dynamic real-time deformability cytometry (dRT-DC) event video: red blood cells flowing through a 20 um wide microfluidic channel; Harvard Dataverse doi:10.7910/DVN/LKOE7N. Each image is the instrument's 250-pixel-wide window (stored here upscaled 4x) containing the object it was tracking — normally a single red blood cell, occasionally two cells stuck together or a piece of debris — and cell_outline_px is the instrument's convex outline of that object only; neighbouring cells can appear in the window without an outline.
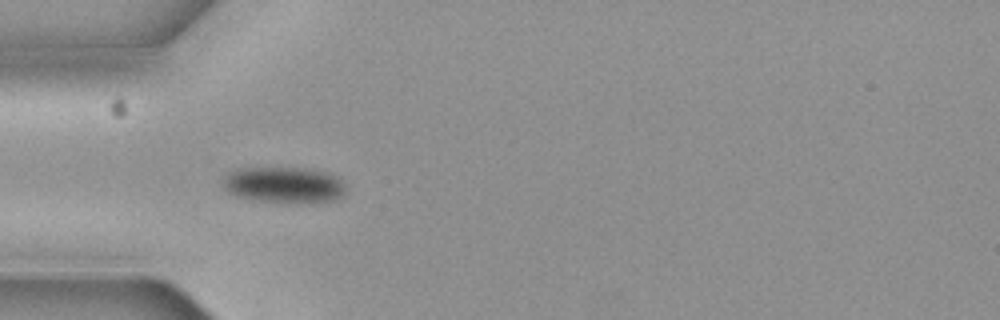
{"species": "common noctule bat (a hibernating species)", "species_latin": "Nyctalus noctula", "temperature_condition": "cold", "stored_images_in_passage": 7, "camera_frame_rate_fps": 3000, "um_per_image_px": 0.085, "animal": {"sex": "female", "body_mass_g": 19.3, "forearm_length_mm": 54.1}, "frame": {"image": 1, "passage_image": 1, "time_ms": 0.0, "image_size_px": [1000, 320], "cell_outline_px": [[344, 192], [340, 196], [332, 200], [256, 200], [236, 196], [228, 192], [224, 188], [224, 176], [228, 172], [236, 168], [312, 168], [328, 172], [344, 180]], "centroid_in_image_um": [24.1, 15.65], "position_along_channel_um": 60.9, "area_um2": 25.09}}
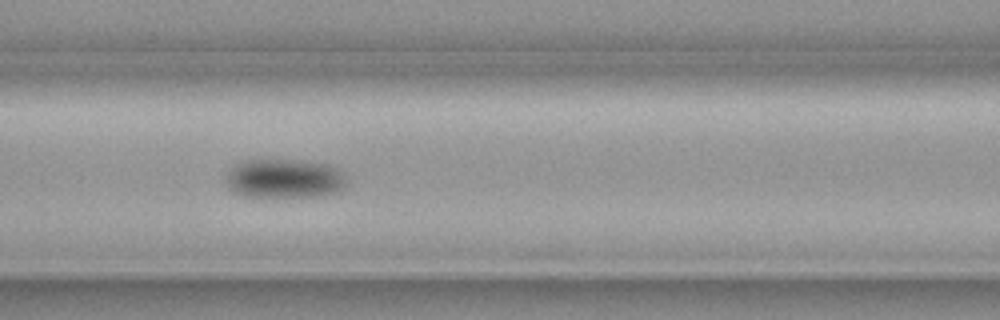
{"frame": {"image": 2, "passage_image": 3, "time_ms": 0.667, "image_size_px": [1000, 320], "cell_outline_px": [[348, 180], [340, 188], [332, 192], [320, 196], [260, 200], [244, 196], [232, 192], [228, 188], [228, 172], [236, 164], [244, 160], [260, 156], [300, 160], [328, 164], [336, 168]], "centroid_in_image_um": [24.08, 15.18], "position_along_channel_um": 142.5, "area_um2": 29.02}}
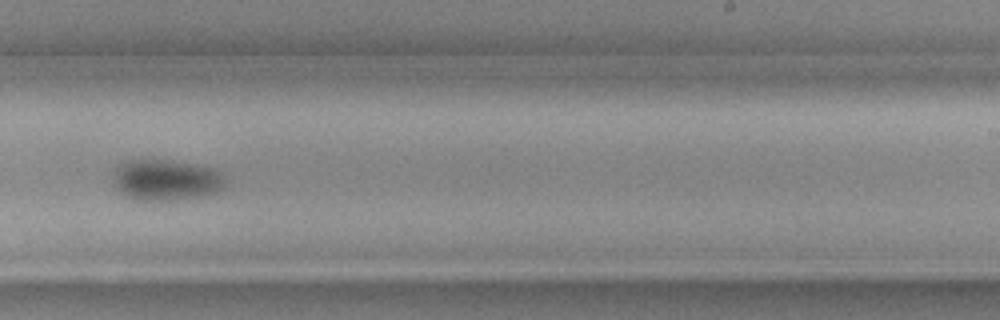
{"frame": {"image": 3, "passage_image": 6, "time_ms": 1.667, "image_size_px": [1000, 320], "cell_outline_px": [[224, 188], [216, 192], [200, 196], [168, 200], [136, 200], [124, 196], [116, 188], [112, 176], [116, 168], [120, 164], [132, 160], [160, 160], [192, 164], [212, 168], [220, 172], [224, 176]], "centroid_in_image_um": [14.08, 15.31], "position_along_channel_um": 274.9, "area_um2": 26.47}}